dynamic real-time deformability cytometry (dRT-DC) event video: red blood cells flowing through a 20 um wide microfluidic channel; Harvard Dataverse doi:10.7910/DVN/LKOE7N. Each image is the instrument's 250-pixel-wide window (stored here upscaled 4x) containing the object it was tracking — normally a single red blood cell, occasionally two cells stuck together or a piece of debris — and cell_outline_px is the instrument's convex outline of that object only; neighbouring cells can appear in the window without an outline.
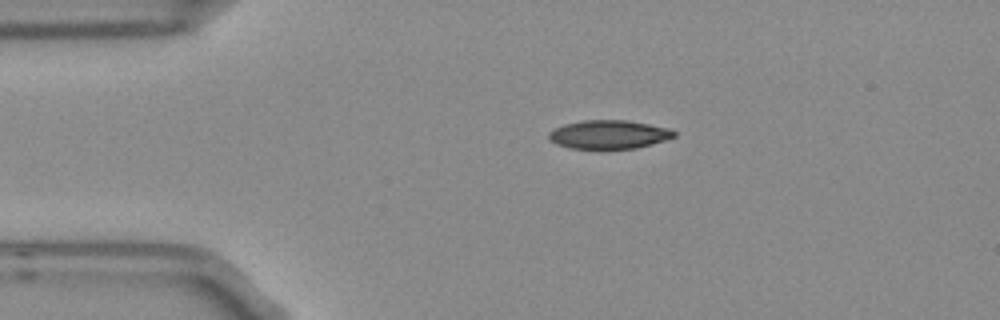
{"species": "Egyptian fruit bat (a non-hibernating species)", "species_latin": "Rousettus aegyptiacus", "temperature_condition": "room temperature", "stored_images_in_passage": 2, "camera_frame_rate_fps": 3000, "um_per_image_px": 0.085, "frame": {"image": 1, "passage_image": 1, "time_ms": 0.0, "image_size_px": [1000, 320], "cell_outline_px": [[676, 136], [652, 144], [636, 148], [568, 148], [556, 144], [548, 136], [548, 132], [564, 124], [584, 120], [628, 120], [668, 128], [676, 132]], "centroid_in_image_um": [51.75, 11.42], "position_along_channel_um": 33.2, "area_um2": 20.69}}